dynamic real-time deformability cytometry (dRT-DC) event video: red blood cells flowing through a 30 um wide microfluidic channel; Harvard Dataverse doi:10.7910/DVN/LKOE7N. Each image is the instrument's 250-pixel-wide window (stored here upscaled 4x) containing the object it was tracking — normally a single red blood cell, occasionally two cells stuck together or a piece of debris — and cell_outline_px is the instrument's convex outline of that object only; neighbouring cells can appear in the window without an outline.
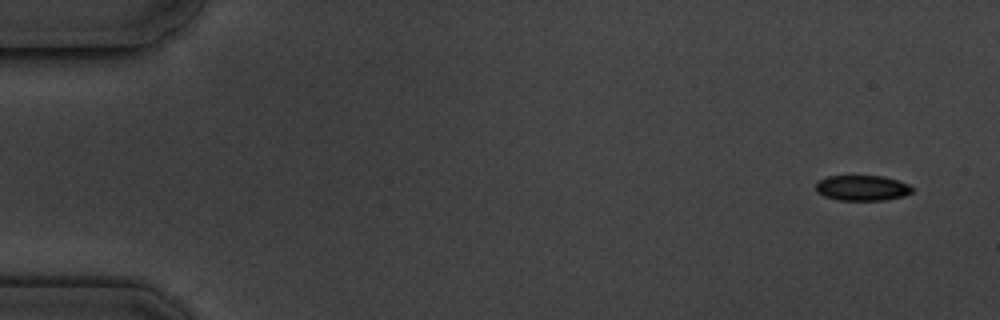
{"species": "common noctule bat (a hibernating species)", "species_latin": "Nyctalus noctula", "temperature_condition": "cold", "stored_images_in_passage": 5, "camera_frame_rate_fps": 3000, "um_per_image_px": 0.085, "animal": {"sex": "male", "body_mass_g": 19.5, "forearm_length_mm": 54.6}, "frame": {"image": 1, "passage_image": 1, "time_ms": 0.0, "image_size_px": [1000, 320], "cell_outline_px": [[912, 192], [904, 196], [884, 200], [836, 200], [824, 196], [816, 192], [816, 180], [828, 176], [884, 176], [908, 184], [912, 188]], "centroid_in_image_um": [73.24, 15.98], "position_along_channel_um": 11.8, "area_um2": 14.33}}